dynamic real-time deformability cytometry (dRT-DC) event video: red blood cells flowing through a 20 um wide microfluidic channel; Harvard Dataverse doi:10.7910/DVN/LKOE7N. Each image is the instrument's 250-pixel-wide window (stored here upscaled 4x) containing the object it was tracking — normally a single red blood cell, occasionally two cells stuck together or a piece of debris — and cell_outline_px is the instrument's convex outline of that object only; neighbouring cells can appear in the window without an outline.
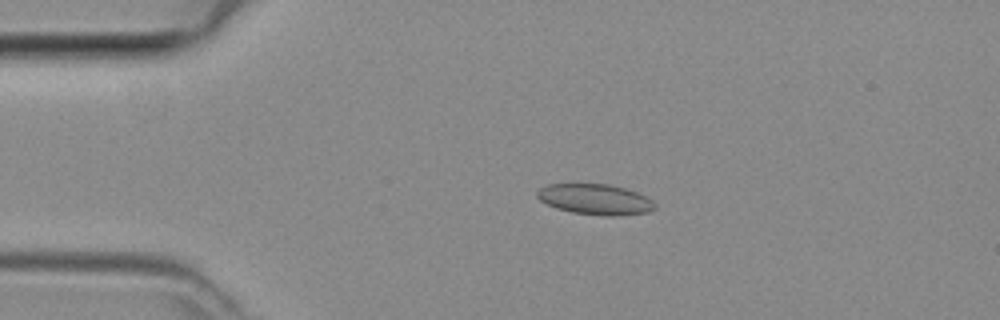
{"species": "common noctule bat (a hibernating species)", "species_latin": "Nyctalus noctula", "temperature_condition": "room temperature", "stored_images_in_passage": 47, "camera_frame_rate_fps": 3000, "um_per_image_px": 0.085, "animal": {"sex": "female", "body_mass_g": 29.2, "forearm_length_mm": 56.3}, "frame": {"image": 1, "passage_image": 10, "time_ms": 3.0, "image_size_px": [1000, 320], "cell_outline_px": [[656, 208], [648, 212], [620, 216], [604, 216], [572, 212], [556, 208], [540, 200], [536, 196], [536, 192], [540, 188], [548, 184], [608, 184], [624, 188], [636, 192], [652, 200], [656, 204]], "centroid_in_image_um": [50.6, 16.95], "position_along_channel_um": 34.4, "area_um2": 20.98}}
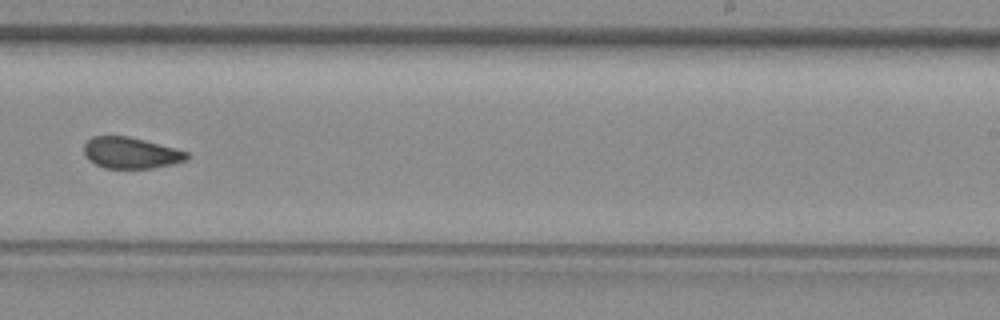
{"frame": {"image": 2, "passage_image": 29, "time_ms": 9.333, "image_size_px": [1000, 320], "cell_outline_px": [[188, 156], [184, 160], [172, 164], [152, 168], [104, 168], [88, 160], [84, 156], [84, 144], [92, 136], [128, 136], [144, 140], [188, 152]], "centroid_in_image_um": [11.06, 12.99], "position_along_channel_um": 277.9, "area_um2": 18.55}}
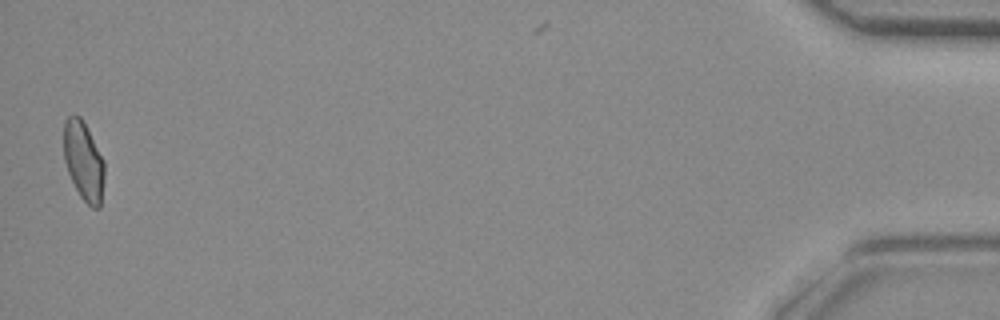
{"frame": {"image": 3, "passage_image": 46, "time_ms": 15.0, "image_size_px": [1000, 320], "cell_outline_px": [[104, 176], [100, 208], [92, 208], [80, 196], [68, 172], [64, 160], [64, 120], [68, 116], [80, 116], [104, 160]], "centroid_in_image_um": [7.1, 13.7], "position_along_channel_um": 428.1, "area_um2": 18.44}}